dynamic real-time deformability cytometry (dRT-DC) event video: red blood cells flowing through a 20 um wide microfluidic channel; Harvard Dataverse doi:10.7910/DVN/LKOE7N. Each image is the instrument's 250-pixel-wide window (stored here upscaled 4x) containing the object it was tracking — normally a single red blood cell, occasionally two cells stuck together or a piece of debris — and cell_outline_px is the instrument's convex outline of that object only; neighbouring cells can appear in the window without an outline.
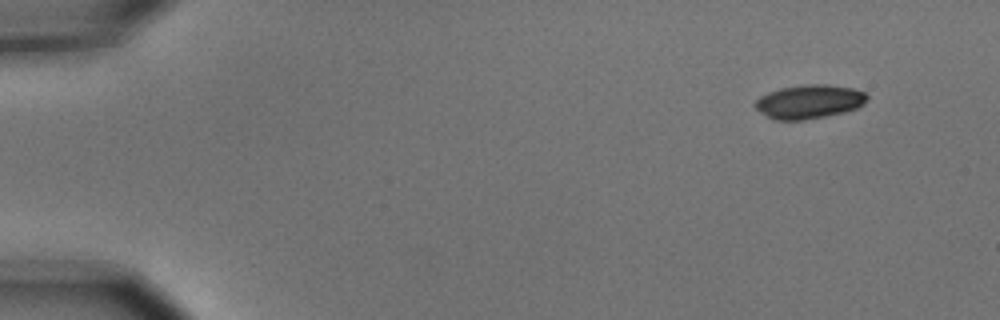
{"species": "common noctule bat (a hibernating species)", "species_latin": "Nyctalus noctula", "temperature_condition": "cold", "stored_images_in_passage": 5, "camera_frame_rate_fps": 3000, "um_per_image_px": 0.085, "animal": {"sex": "male", "body_mass_g": 15.6}, "frame": {"image": 1, "passage_image": 1, "time_ms": 0.0, "image_size_px": [1000, 320], "cell_outline_px": [[868, 100], [864, 104], [856, 108], [844, 112], [804, 120], [776, 120], [768, 116], [756, 108], [756, 100], [760, 96], [768, 92], [780, 88], [808, 84], [828, 84], [852, 88], [864, 92], [868, 96]], "centroid_in_image_um": [68.81, 8.63], "position_along_channel_um": 16.2, "area_um2": 21.91}}
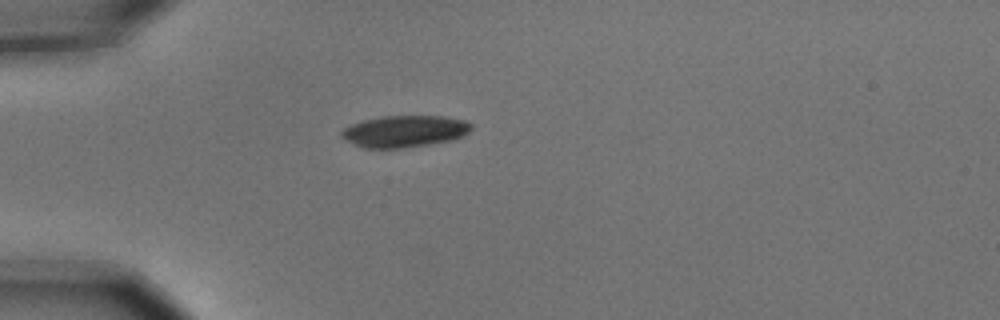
{"frame": {"image": 2, "passage_image": 4, "time_ms": 1.0, "image_size_px": [1000, 320], "cell_outline_px": [[472, 128], [464, 136], [452, 140], [428, 144], [400, 148], [364, 148], [340, 136], [340, 132], [344, 128], [352, 124], [364, 120], [380, 116], [440, 116], [464, 120], [472, 124]], "centroid_in_image_um": [34.4, 11.15], "position_along_channel_um": 50.6, "area_um2": 23.81}}